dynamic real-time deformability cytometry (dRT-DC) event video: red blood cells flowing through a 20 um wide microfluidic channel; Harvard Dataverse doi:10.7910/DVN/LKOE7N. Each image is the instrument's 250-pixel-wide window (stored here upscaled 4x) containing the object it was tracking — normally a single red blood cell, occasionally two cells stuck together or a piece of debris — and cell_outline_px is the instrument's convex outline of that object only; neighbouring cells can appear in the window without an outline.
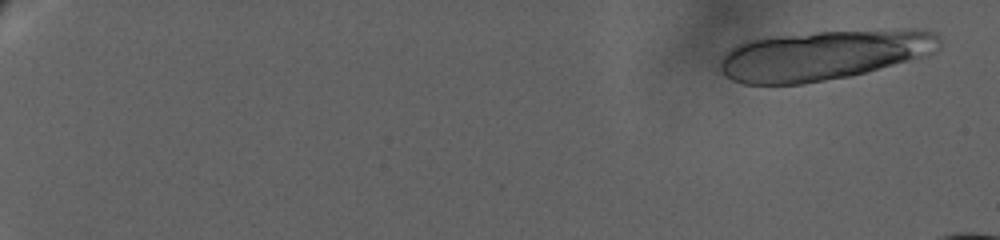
{"species": "human", "species_latin": "Homo sapiens", "temperature_condition": "warm", "stored_images_in_passage": 21, "camera_frame_rate_fps": 3000, "um_per_image_px": 0.085, "donor": {"sex": "female"}, "frame": {"image": 1, "passage_image": 2, "time_ms": 0.333, "image_size_px": [1000, 240], "cell_outline_px": [[940, 48], [928, 56], [848, 76], [804, 84], [744, 84], [732, 80], [724, 76], [720, 68], [720, 60], [736, 44], [744, 40], [768, 36], [816, 32], [904, 28], [912, 28], [936, 32], [940, 36]], "centroid_in_image_um": [70.04, 4.66], "position_along_channel_um": 15.0, "area_um2": 64.5}}